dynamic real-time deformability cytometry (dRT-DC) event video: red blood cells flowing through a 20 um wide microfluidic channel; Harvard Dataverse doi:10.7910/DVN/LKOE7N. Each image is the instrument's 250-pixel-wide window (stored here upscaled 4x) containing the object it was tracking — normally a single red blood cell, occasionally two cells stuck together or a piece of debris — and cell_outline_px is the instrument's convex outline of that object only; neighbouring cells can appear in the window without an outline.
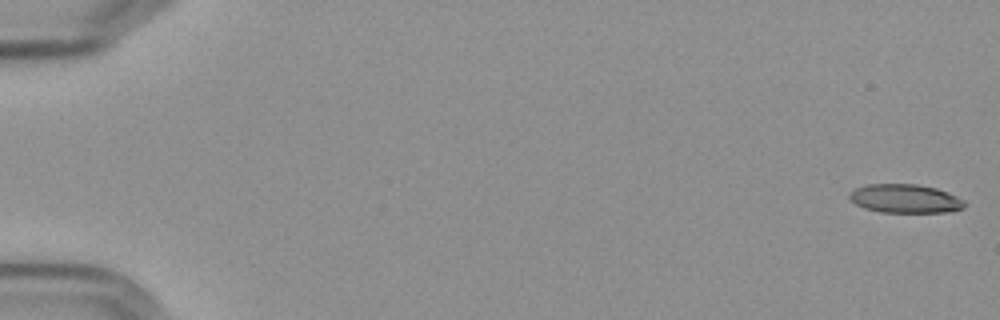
{"species": "Egyptian fruit bat (a non-hibernating species)", "species_latin": "Rousettus aegyptiacus", "temperature_condition": "cold", "stored_images_in_passage": 57, "camera_frame_rate_fps": 3000, "um_per_image_px": 0.085, "frame": {"image": 1, "passage_image": 1, "time_ms": 0.0, "image_size_px": [1000, 320], "cell_outline_px": [[968, 204], [964, 208], [948, 212], [880, 212], [864, 208], [848, 200], [848, 196], [856, 188], [868, 184], [916, 184], [936, 188], [948, 192], [964, 200]], "centroid_in_image_um": [76.96, 16.89], "position_along_channel_um": 8.0, "area_um2": 19.36}}
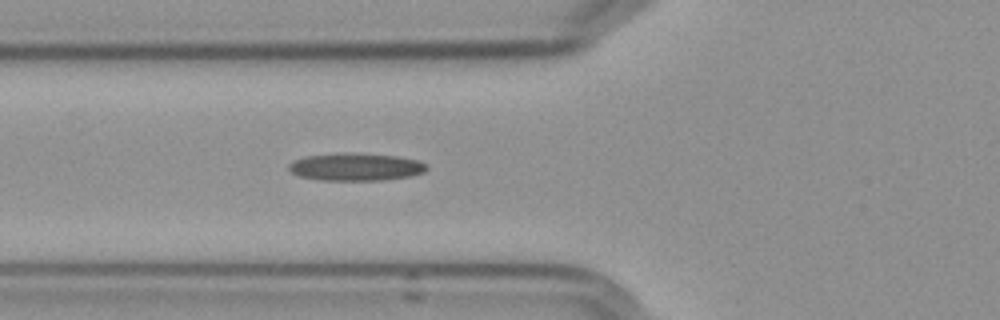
{"frame": {"image": 2, "passage_image": 22, "time_ms": 7.0, "image_size_px": [1000, 320], "cell_outline_px": [[428, 168], [424, 172], [412, 176], [384, 180], [320, 180], [300, 176], [288, 172], [288, 164], [304, 156], [336, 152], [344, 152], [396, 156], [420, 160], [428, 164]], "centroid_in_image_um": [30.24, 14.18], "position_along_channel_um": 95.6, "area_um2": 22.54}}
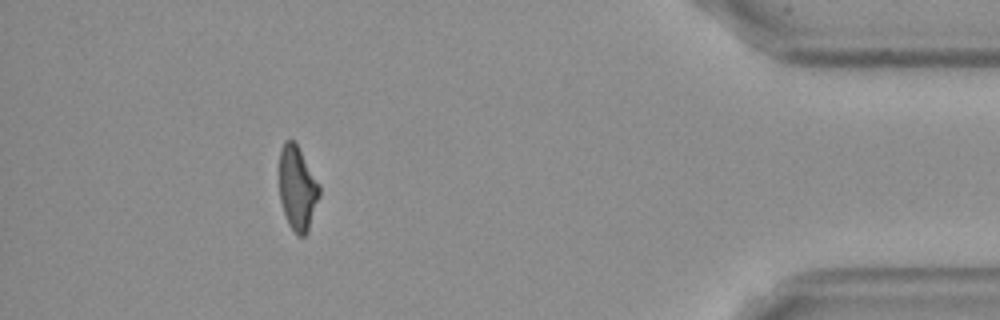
{"frame": {"image": 3, "passage_image": 52, "time_ms": 17.0, "image_size_px": [1000, 320], "cell_outline_px": [[320, 196], [308, 232], [304, 236], [300, 236], [288, 224], [280, 200], [280, 148], [284, 140], [292, 140], [296, 144], [320, 184]], "centroid_in_image_um": [25.29, 16.01], "position_along_channel_um": 409.9, "area_um2": 19.54}, "authors_computed_cell_mechanics": {"area_um2": 20.5768, "velocity_mm_per_s": 3.6143, "shape_relaxation_time_tau1_ms": null, "shape_relaxation_time_tau2_ms": 8.155, "deformation_change_tau1": null, "deformation_change_tau2": 0.1916}}